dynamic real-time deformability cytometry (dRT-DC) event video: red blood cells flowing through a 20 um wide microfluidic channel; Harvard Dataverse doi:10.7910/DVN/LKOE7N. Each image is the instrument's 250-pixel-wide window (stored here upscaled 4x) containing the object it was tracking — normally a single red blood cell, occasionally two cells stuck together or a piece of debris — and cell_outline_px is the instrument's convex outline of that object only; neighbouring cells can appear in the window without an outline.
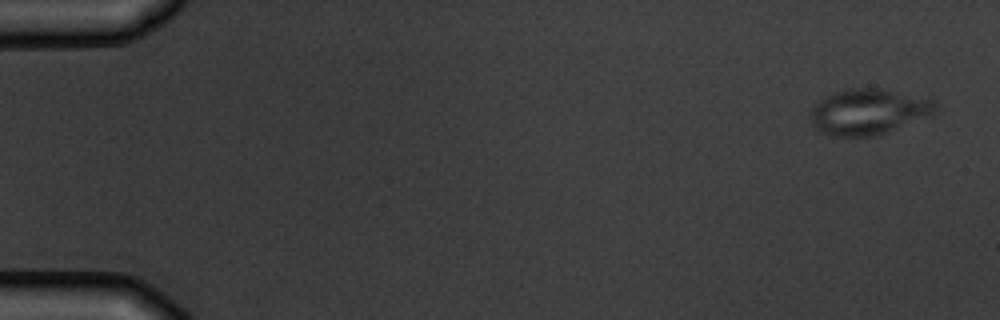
{"species": "common noctule bat (a hibernating species)", "species_latin": "Nyctalus noctula", "temperature_condition": "warm", "stored_images_in_passage": 1, "camera_frame_rate_fps": 3000, "um_per_image_px": 0.085, "animal": {"sex": "male", "body_mass_g": 19.5, "forearm_length_mm": 54.6}, "frame": {"image": 1, "passage_image": 1, "time_ms": 0.0, "image_size_px": [1000, 320], "cell_outline_px": [[936, 108], [932, 116], [872, 136], [832, 136], [816, 128], [812, 120], [812, 108], [820, 100], [844, 88], [884, 88], [936, 100]], "centroid_in_image_um": [73.88, 9.47], "position_along_channel_um": 11.1, "area_um2": 32.95}}